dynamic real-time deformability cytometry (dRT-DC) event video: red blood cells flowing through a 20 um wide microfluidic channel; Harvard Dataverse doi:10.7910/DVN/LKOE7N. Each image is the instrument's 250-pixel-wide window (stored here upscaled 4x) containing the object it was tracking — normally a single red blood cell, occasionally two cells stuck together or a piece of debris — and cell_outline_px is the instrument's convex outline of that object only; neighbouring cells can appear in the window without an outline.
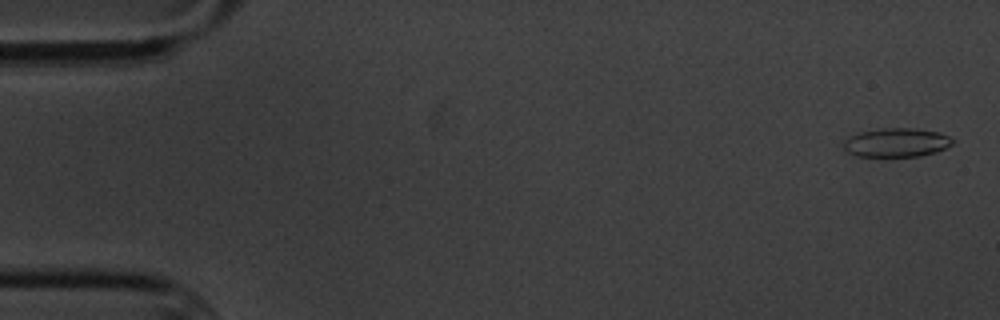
{"species": "common noctule bat (a hibernating species)", "species_latin": "Nyctalus noctula", "temperature_condition": "cold", "stored_images_in_passage": 6, "camera_frame_rate_fps": 3000, "um_per_image_px": 0.085, "animal": {"sex": "male", "body_mass_g": 20.1, "forearm_length_mm": 53.5}, "frame": {"image": 1, "passage_image": 1, "time_ms": 0.0, "image_size_px": [1000, 320], "cell_outline_px": [[952, 144], [936, 152], [920, 156], [856, 156], [844, 152], [840, 144], [848, 136], [860, 132], [880, 128], [912, 128], [940, 132], [948, 136], [952, 140]], "centroid_in_image_um": [76.1, 12.12], "position_along_channel_um": 8.9, "area_um2": 18.55}}
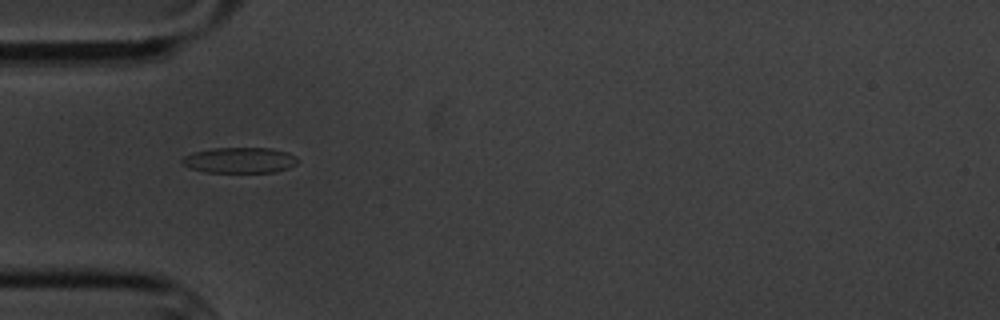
{"frame": {"image": 2, "passage_image": 5, "time_ms": 5.333, "image_size_px": [1000, 320], "cell_outline_px": [[296, 164], [288, 168], [276, 172], [208, 172], [188, 168], [180, 164], [180, 160], [184, 156], [192, 152], [212, 148], [272, 148], [288, 152], [296, 156]], "centroid_in_image_um": [20.33, 13.61], "position_along_channel_um": 64.7, "area_um2": 17.46}}
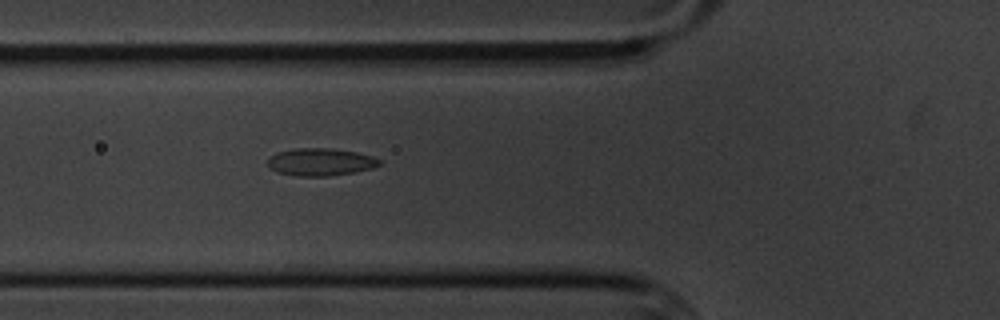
{"frame": {"image": 3, "passage_image": 6, "time_ms": 6.333, "image_size_px": [1000, 320], "cell_outline_px": [[380, 164], [372, 168], [352, 172], [328, 176], [296, 176], [276, 172], [268, 164], [268, 156], [276, 152], [292, 148], [332, 148], [356, 152], [372, 156], [380, 160]], "centroid_in_image_um": [27.19, 13.75], "position_along_channel_um": 98.6, "area_um2": 17.92}}